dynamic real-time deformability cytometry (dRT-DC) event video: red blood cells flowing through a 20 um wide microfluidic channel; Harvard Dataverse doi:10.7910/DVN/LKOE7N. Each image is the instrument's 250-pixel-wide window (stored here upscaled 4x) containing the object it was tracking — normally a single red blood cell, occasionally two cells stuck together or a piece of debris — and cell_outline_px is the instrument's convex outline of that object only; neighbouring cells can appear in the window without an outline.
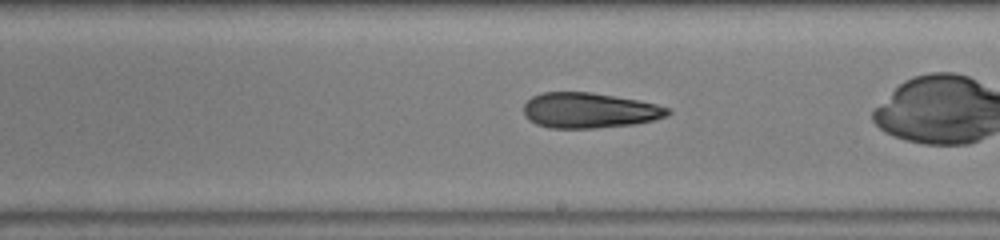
{"species": "human", "species_latin": "Homo sapiens", "temperature_condition": "warm", "stored_images_in_passage": 46, "camera_frame_rate_fps": 3000, "um_per_image_px": 0.085, "donor": {"sex": "male"}, "frame": {"image": 1, "passage_image": 25, "time_ms": 8.0, "image_size_px": [1000, 240], "cell_outline_px": [[672, 112], [668, 116], [652, 120], [632, 124], [596, 128], [548, 128], [536, 124], [528, 120], [524, 112], [524, 104], [532, 96], [544, 92], [592, 92], [636, 100], [656, 104], [672, 108]], "centroid_in_image_um": [50.09, 9.38], "position_along_channel_um": 238.9, "area_um2": 29.71}, "authors_computed_cell_mechanics": {"area_um2": 31.2698, "velocity_mm_per_s": 4.3228, "shape_relaxation_time_tau1_ms": 6.4984, "shape_relaxation_time_tau2_ms": 3.4445, "deformation_change_tau1": 0.1827, "deformation_change_tau2": 0.1022}}